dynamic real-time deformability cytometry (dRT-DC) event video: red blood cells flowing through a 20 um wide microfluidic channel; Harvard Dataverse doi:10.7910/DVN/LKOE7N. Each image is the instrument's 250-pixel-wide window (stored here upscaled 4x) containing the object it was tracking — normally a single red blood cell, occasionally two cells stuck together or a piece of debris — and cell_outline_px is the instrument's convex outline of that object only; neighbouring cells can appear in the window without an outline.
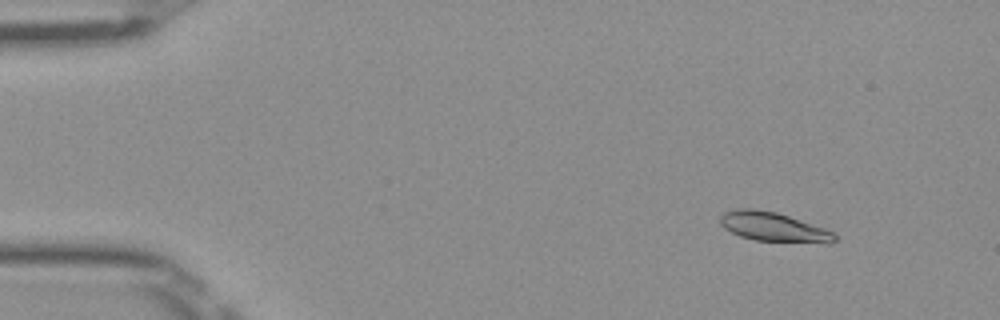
{"species": "Egyptian fruit bat (a non-hibernating species)", "species_latin": "Rousettus aegyptiacus", "temperature_condition": "room temperature", "stored_images_in_passage": 51, "camera_frame_rate_fps": 3000, "um_per_image_px": 0.085, "frame": {"image": 1, "passage_image": 6, "time_ms": 1.667, "image_size_px": [1000, 320], "cell_outline_px": [[836, 240], [832, 244], [828, 244], [756, 240], [740, 236], [724, 228], [720, 224], [720, 216], [724, 212], [736, 208], [752, 208], [776, 212], [824, 228], [832, 232], [836, 236]], "centroid_in_image_um": [65.75, 19.3], "position_along_channel_um": 19.2, "area_um2": 19.59}}
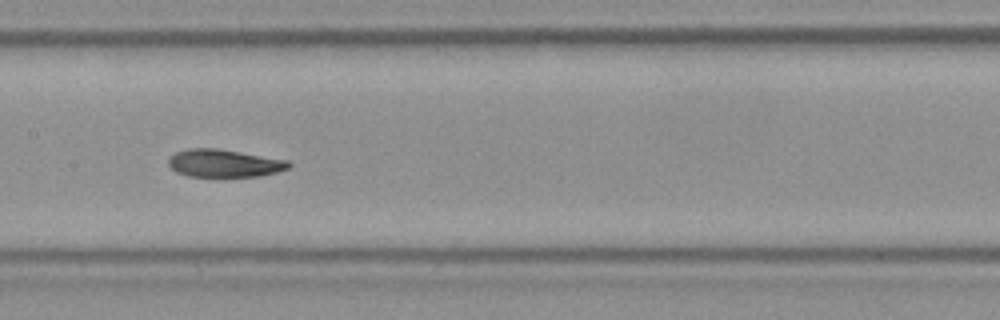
{"frame": {"image": 2, "passage_image": 26, "time_ms": 8.333, "image_size_px": [1000, 320], "cell_outline_px": [[292, 164], [288, 168], [276, 172], [260, 176], [188, 176], [176, 172], [168, 164], [168, 156], [176, 152], [188, 148], [216, 148], [288, 160]], "centroid_in_image_um": [19.02, 13.87], "position_along_channel_um": 188.4, "area_um2": 19.36}}
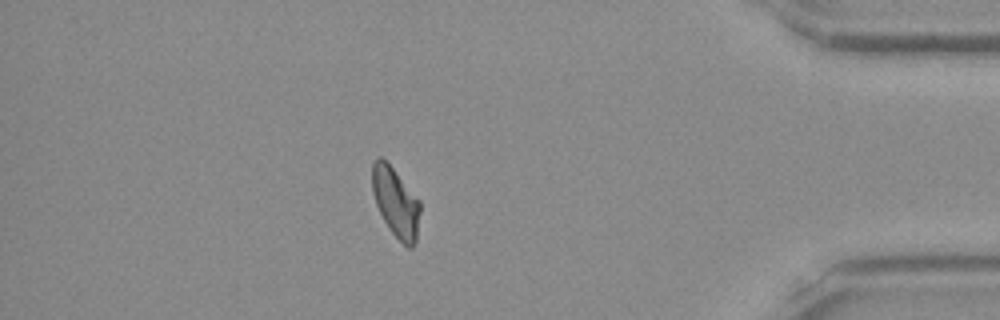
{"frame": {"image": 3, "passage_image": 45, "time_ms": 14.667, "image_size_px": [1000, 320], "cell_outline_px": [[420, 212], [416, 240], [412, 248], [408, 248], [392, 232], [384, 220], [376, 204], [372, 192], [372, 164], [376, 156], [380, 156], [392, 168], [420, 200]], "centroid_in_image_um": [33.63, 17.19], "position_along_channel_um": 401.6, "area_um2": 19.13}, "authors_computed_cell_mechanics": {"area_um2": 19.941, "velocity_mm_per_s": 3.9964, "shape_relaxation_time_tau1_ms": 7.4158, "shape_relaxation_time_tau2_ms": 2.4918, "deformation_change_tau1": 0.1695, "deformation_change_tau2": 0.0708}}